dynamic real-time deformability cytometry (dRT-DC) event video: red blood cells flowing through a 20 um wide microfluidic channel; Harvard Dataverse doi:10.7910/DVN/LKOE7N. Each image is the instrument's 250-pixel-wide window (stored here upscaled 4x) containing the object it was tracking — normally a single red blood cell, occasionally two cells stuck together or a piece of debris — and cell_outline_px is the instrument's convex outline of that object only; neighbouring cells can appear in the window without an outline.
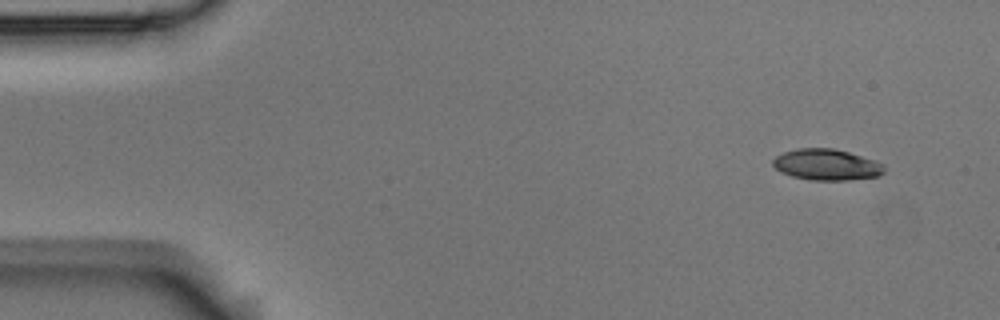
{"species": "Egyptian fruit bat (a non-hibernating species)", "species_latin": "Rousettus aegyptiacus", "temperature_condition": "room temperature", "stored_images_in_passage": 4, "camera_frame_rate_fps": 3000, "um_per_image_px": 0.085, "animal": {"sex": "male"}, "frame": {"image": 1, "passage_image": 1, "time_ms": 0.0, "image_size_px": [1000, 320], "cell_outline_px": [[884, 172], [880, 176], [848, 180], [808, 180], [792, 176], [780, 172], [772, 164], [772, 160], [776, 156], [784, 152], [796, 148], [832, 148], [848, 152], [876, 160], [884, 164]], "centroid_in_image_um": [70.26, 14.0], "position_along_channel_um": 14.7, "area_um2": 20.35}}
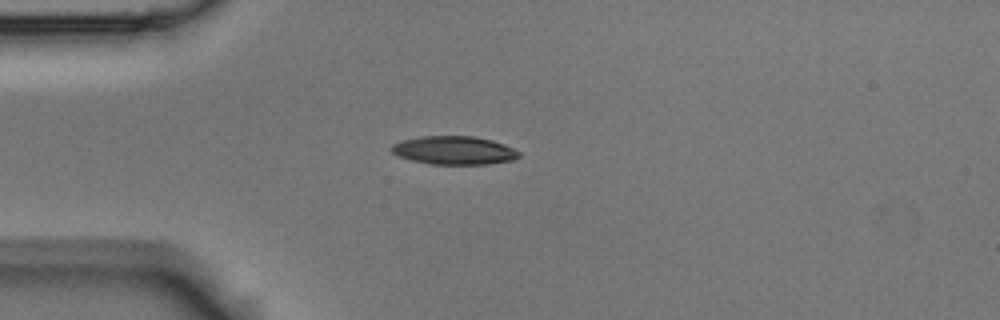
{"frame": {"image": 2, "passage_image": 4, "time_ms": 1.0, "image_size_px": [1000, 320], "cell_outline_px": [[520, 156], [512, 160], [488, 164], [432, 164], [412, 160], [400, 156], [392, 152], [388, 148], [392, 144], [404, 140], [420, 136], [476, 136], [492, 140], [504, 144], [520, 152]], "centroid_in_image_um": [38.6, 12.77], "position_along_channel_um": 46.4, "area_um2": 21.04}}